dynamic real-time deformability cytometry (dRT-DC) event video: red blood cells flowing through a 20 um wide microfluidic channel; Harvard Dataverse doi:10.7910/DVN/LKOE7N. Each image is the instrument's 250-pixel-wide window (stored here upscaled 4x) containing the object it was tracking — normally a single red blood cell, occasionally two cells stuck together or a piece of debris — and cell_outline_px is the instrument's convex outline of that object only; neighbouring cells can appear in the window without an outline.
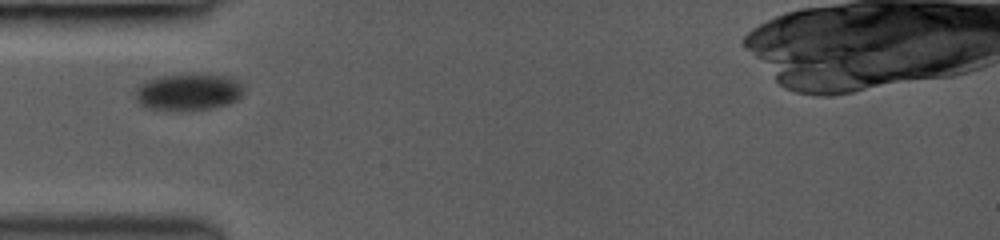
{"species": "common noctule bat (a hibernating species)", "species_latin": "Nyctalus noctula", "temperature_condition": "room temperature", "stored_images_in_passage": 4, "camera_frame_rate_fps": 3000, "um_per_image_px": 0.085, "animal": {"sex": "female", "body_mass_g": 19.0, "forearm_length_mm": 53.3}, "frame": {"image": 1, "passage_image": 3, "time_ms": 1.667, "image_size_px": [1000, 240], "cell_outline_px": [[244, 92], [236, 100], [228, 104], [212, 108], [176, 112], [144, 108], [136, 100], [136, 88], [140, 84], [156, 76], [188, 72], [208, 72], [232, 76], [244, 88]], "centroid_in_image_um": [16.01, 7.79], "position_along_channel_um": 69.0, "area_um2": 24.57}}